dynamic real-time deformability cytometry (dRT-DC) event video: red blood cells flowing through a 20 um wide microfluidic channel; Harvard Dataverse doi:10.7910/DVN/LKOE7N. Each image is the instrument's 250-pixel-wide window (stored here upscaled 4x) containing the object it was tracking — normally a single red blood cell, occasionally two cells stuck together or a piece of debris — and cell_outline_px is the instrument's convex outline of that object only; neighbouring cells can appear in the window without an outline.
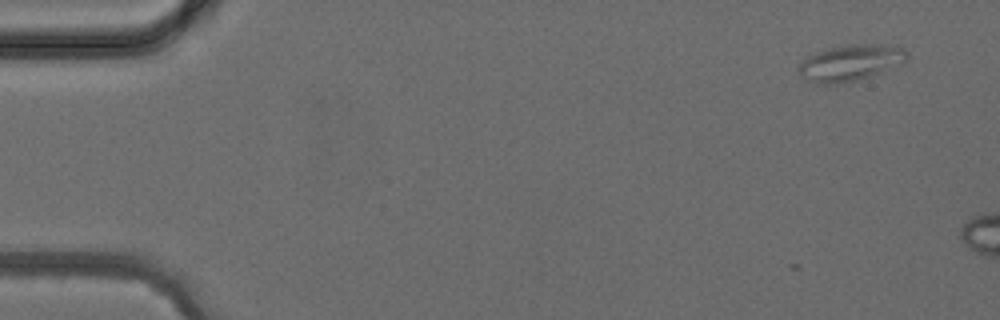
{"species": "common noctule bat (a hibernating species)", "species_latin": "Nyctalus noctula", "temperature_condition": "cold", "stored_images_in_passage": 3, "camera_frame_rate_fps": 3000, "um_per_image_px": 0.085, "animal": {"sex": "female", "body_mass_g": 24.6, "forearm_length_mm": 56.2}, "frame": {"image": 1, "passage_image": 1, "time_ms": 0.0, "image_size_px": [1000, 320], "cell_outline_px": [[908, 60], [904, 64], [856, 80], [836, 84], [816, 84], [800, 76], [796, 68], [808, 56], [816, 52], [828, 48], [844, 44], [872, 44], [900, 48], [908, 52]], "centroid_in_image_um": [72.26, 5.34], "position_along_channel_um": 12.7, "area_um2": 22.83}}
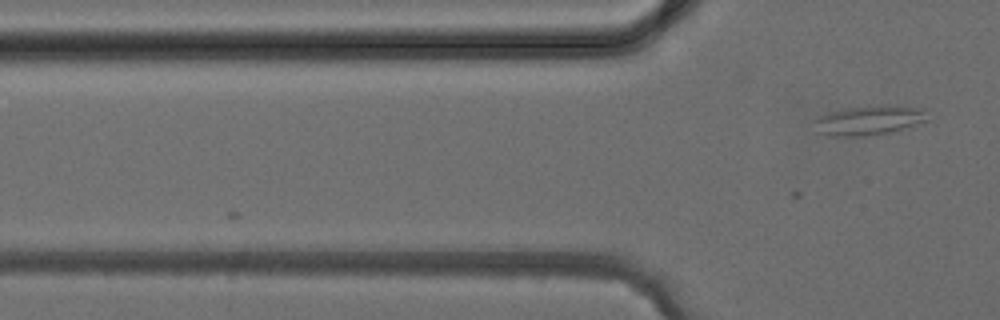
{"frame": {"image": 2, "passage_image": 3, "time_ms": 3.333, "image_size_px": [1000, 320], "cell_outline_px": [[932, 120], [904, 128], [888, 132], [864, 136], [832, 136], [816, 132], [812, 120], [816, 116], [828, 112], [868, 104], [888, 104], [920, 108]], "centroid_in_image_um": [73.83, 10.2], "position_along_channel_um": 52.0, "area_um2": 20.0}}